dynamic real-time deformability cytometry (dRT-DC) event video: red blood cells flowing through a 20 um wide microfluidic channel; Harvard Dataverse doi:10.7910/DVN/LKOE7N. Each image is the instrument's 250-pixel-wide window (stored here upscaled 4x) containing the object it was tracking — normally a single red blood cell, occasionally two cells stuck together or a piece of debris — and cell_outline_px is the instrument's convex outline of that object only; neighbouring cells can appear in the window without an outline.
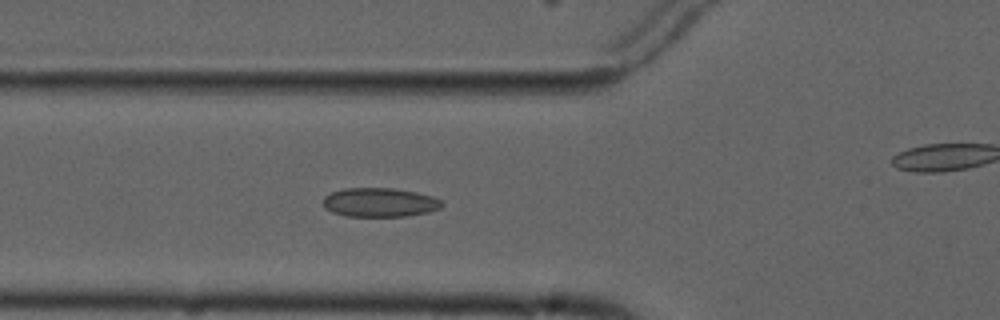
{"species": "common noctule bat (a hibernating species)", "species_latin": "Nyctalus noctula", "temperature_condition": "cold", "stored_images_in_passage": 6, "segment_of_instrument_passage": [1, 2], "camera_frame_rate_fps": 3000, "um_per_image_px": 0.085, "animal": {"sex": "male", "forearm_length_mm": 52.5}, "frame": {"image": 1, "passage_image": 5, "time_ms": 6.0, "image_size_px": [1000, 320], "cell_outline_px": [[444, 204], [440, 208], [428, 212], [404, 216], [344, 216], [332, 212], [324, 208], [324, 196], [332, 192], [344, 188], [392, 188], [416, 192], [432, 196], [440, 200]], "centroid_in_image_um": [32.26, 17.2], "position_along_channel_um": 93.5, "area_um2": 20.06}}